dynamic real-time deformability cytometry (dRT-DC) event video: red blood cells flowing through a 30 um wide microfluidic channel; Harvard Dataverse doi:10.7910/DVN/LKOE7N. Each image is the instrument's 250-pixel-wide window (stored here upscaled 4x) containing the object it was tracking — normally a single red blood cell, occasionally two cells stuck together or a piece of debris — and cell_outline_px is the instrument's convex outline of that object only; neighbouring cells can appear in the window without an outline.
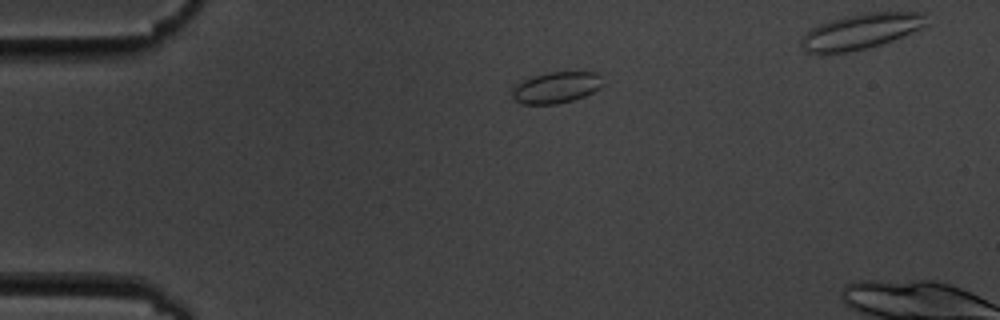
{"species": "common noctule bat (a hibernating species)", "species_latin": "Nyctalus noctula", "temperature_condition": "cold", "stored_images_in_passage": 3, "camera_frame_rate_fps": 3000, "um_per_image_px": 0.085, "animal": {"sex": "male", "body_mass_g": 19.5, "forearm_length_mm": 54.6}, "frame": {"image": 1, "passage_image": 1, "time_ms": 0.0, "image_size_px": [1000, 320], "cell_outline_px": [[604, 84], [600, 88], [584, 96], [572, 100], [556, 104], [520, 104], [512, 96], [512, 88], [516, 84], [532, 76], [552, 72], [600, 72]], "centroid_in_image_um": [47.3, 7.43], "position_along_channel_um": 37.7, "area_um2": 16.59}}